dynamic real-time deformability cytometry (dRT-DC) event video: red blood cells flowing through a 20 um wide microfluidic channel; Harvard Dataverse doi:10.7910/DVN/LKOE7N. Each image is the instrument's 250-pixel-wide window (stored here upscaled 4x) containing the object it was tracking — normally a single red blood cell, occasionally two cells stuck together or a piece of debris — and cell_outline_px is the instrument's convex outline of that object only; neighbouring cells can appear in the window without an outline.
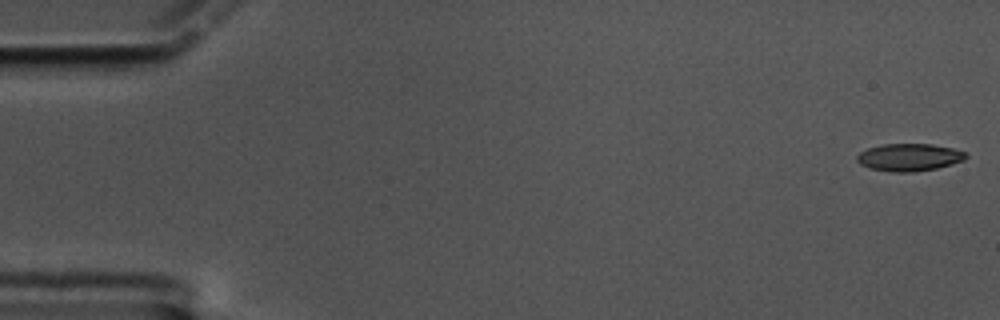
{"species": "common noctule bat (a hibernating species)", "species_latin": "Nyctalus noctula", "temperature_condition": "cold", "stored_images_in_passage": 59, "camera_frame_rate_fps": 3000, "um_per_image_px": 0.085, "animal": {"sex": "male", "body_mass_g": 17.5, "forearm_length_mm": 52.3}, "frame": {"image": 1, "passage_image": 1, "time_ms": 0.0, "image_size_px": [1000, 320], "cell_outline_px": [[968, 156], [964, 160], [952, 164], [936, 168], [912, 172], [892, 172], [872, 168], [860, 164], [856, 160], [856, 156], [860, 152], [868, 148], [884, 144], [932, 144], [952, 148], [964, 152]], "centroid_in_image_um": [77.28, 13.36], "position_along_channel_um": 7.7, "area_um2": 17.28}}
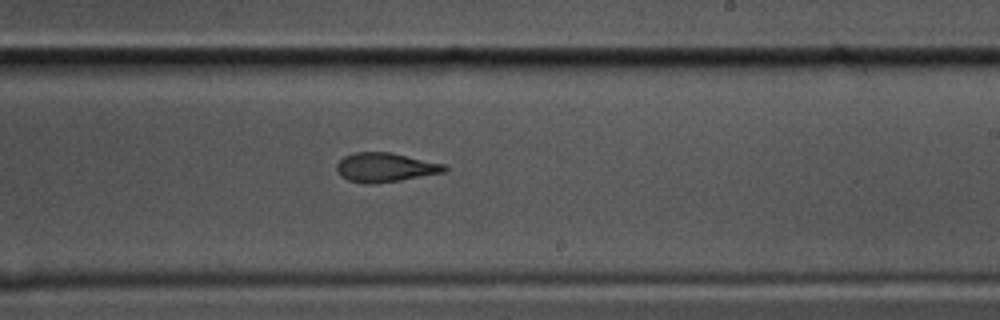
{"frame": {"image": 2, "passage_image": 35, "time_ms": 11.333, "image_size_px": [1000, 320], "cell_outline_px": [[448, 168], [444, 172], [400, 180], [372, 184], [364, 184], [348, 180], [340, 176], [336, 172], [336, 164], [344, 156], [356, 152], [392, 152], [444, 164]], "centroid_in_image_um": [32.7, 14.23], "position_along_channel_um": 256.3, "area_um2": 18.38}}
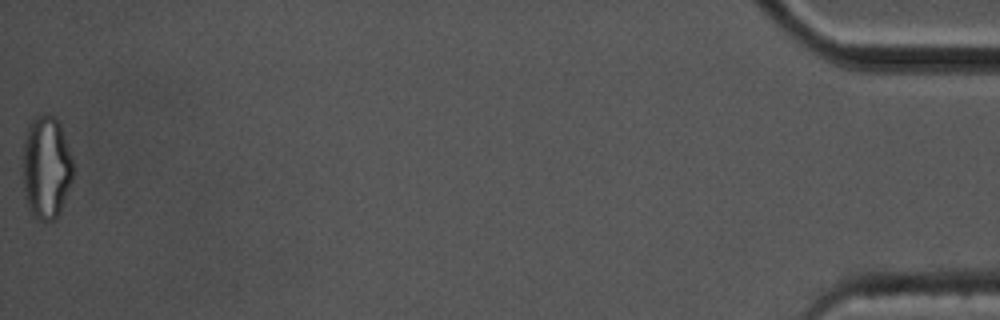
{"frame": {"image": 3, "passage_image": 59, "time_ms": 19.333, "image_size_px": [1000, 320], "cell_outline_px": [[72, 180], [60, 212], [56, 220], [36, 220], [28, 208], [24, 196], [24, 140], [28, 124], [36, 116], [44, 112], [56, 116], [60, 124], [72, 160]], "centroid_in_image_um": [3.92, 14.23], "position_along_channel_um": 431.3, "area_um2": 30.23}, "authors_computed_cell_mechanics": {"area_um2": 18.7272, "velocity_mm_per_s": 3.4175, "shape_relaxation_time_tau1_ms": 9.7952, "shape_relaxation_time_tau2_ms": 2.8798, "deformation_change_tau1": 0.2532, "deformation_change_tau2": 0.0894}}